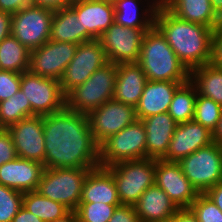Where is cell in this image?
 Instances as JSON below:
<instances>
[{
    "label": "cell",
    "instance_id": "cell-1",
    "mask_svg": "<svg viewBox=\"0 0 222 222\" xmlns=\"http://www.w3.org/2000/svg\"><path fill=\"white\" fill-rule=\"evenodd\" d=\"M45 168L99 167V145L94 141L88 115L68 109L43 116Z\"/></svg>",
    "mask_w": 222,
    "mask_h": 222
},
{
    "label": "cell",
    "instance_id": "cell-2",
    "mask_svg": "<svg viewBox=\"0 0 222 222\" xmlns=\"http://www.w3.org/2000/svg\"><path fill=\"white\" fill-rule=\"evenodd\" d=\"M154 25L189 71L210 62L214 29L184 20L164 4L156 9Z\"/></svg>",
    "mask_w": 222,
    "mask_h": 222
},
{
    "label": "cell",
    "instance_id": "cell-3",
    "mask_svg": "<svg viewBox=\"0 0 222 222\" xmlns=\"http://www.w3.org/2000/svg\"><path fill=\"white\" fill-rule=\"evenodd\" d=\"M138 64L150 81L190 80V71L179 60L165 36L155 25L144 35Z\"/></svg>",
    "mask_w": 222,
    "mask_h": 222
},
{
    "label": "cell",
    "instance_id": "cell-4",
    "mask_svg": "<svg viewBox=\"0 0 222 222\" xmlns=\"http://www.w3.org/2000/svg\"><path fill=\"white\" fill-rule=\"evenodd\" d=\"M117 64L107 62L97 69L82 85L66 95V107L89 115L93 110L112 100L115 91Z\"/></svg>",
    "mask_w": 222,
    "mask_h": 222
},
{
    "label": "cell",
    "instance_id": "cell-5",
    "mask_svg": "<svg viewBox=\"0 0 222 222\" xmlns=\"http://www.w3.org/2000/svg\"><path fill=\"white\" fill-rule=\"evenodd\" d=\"M90 171L89 168H45L37 191L48 199L62 203L70 211H75Z\"/></svg>",
    "mask_w": 222,
    "mask_h": 222
},
{
    "label": "cell",
    "instance_id": "cell-6",
    "mask_svg": "<svg viewBox=\"0 0 222 222\" xmlns=\"http://www.w3.org/2000/svg\"><path fill=\"white\" fill-rule=\"evenodd\" d=\"M113 176L121 205H135L142 193L155 184V160H130L105 167Z\"/></svg>",
    "mask_w": 222,
    "mask_h": 222
},
{
    "label": "cell",
    "instance_id": "cell-7",
    "mask_svg": "<svg viewBox=\"0 0 222 222\" xmlns=\"http://www.w3.org/2000/svg\"><path fill=\"white\" fill-rule=\"evenodd\" d=\"M146 139L144 124L136 119L99 145V167L146 158Z\"/></svg>",
    "mask_w": 222,
    "mask_h": 222
},
{
    "label": "cell",
    "instance_id": "cell-8",
    "mask_svg": "<svg viewBox=\"0 0 222 222\" xmlns=\"http://www.w3.org/2000/svg\"><path fill=\"white\" fill-rule=\"evenodd\" d=\"M178 163L198 193H206L222 181V146L216 142L198 149Z\"/></svg>",
    "mask_w": 222,
    "mask_h": 222
},
{
    "label": "cell",
    "instance_id": "cell-9",
    "mask_svg": "<svg viewBox=\"0 0 222 222\" xmlns=\"http://www.w3.org/2000/svg\"><path fill=\"white\" fill-rule=\"evenodd\" d=\"M20 89L31 104V116L50 115L66 106V96L58 80L44 78L28 70L21 73Z\"/></svg>",
    "mask_w": 222,
    "mask_h": 222
},
{
    "label": "cell",
    "instance_id": "cell-10",
    "mask_svg": "<svg viewBox=\"0 0 222 222\" xmlns=\"http://www.w3.org/2000/svg\"><path fill=\"white\" fill-rule=\"evenodd\" d=\"M53 10L28 6L12 14L11 35L30 51L50 40Z\"/></svg>",
    "mask_w": 222,
    "mask_h": 222
},
{
    "label": "cell",
    "instance_id": "cell-11",
    "mask_svg": "<svg viewBox=\"0 0 222 222\" xmlns=\"http://www.w3.org/2000/svg\"><path fill=\"white\" fill-rule=\"evenodd\" d=\"M147 30L124 27L114 22L98 39L107 62L138 63Z\"/></svg>",
    "mask_w": 222,
    "mask_h": 222
},
{
    "label": "cell",
    "instance_id": "cell-12",
    "mask_svg": "<svg viewBox=\"0 0 222 222\" xmlns=\"http://www.w3.org/2000/svg\"><path fill=\"white\" fill-rule=\"evenodd\" d=\"M107 63L99 40L78 44L75 56L59 80L63 94L82 85L97 69Z\"/></svg>",
    "mask_w": 222,
    "mask_h": 222
},
{
    "label": "cell",
    "instance_id": "cell-13",
    "mask_svg": "<svg viewBox=\"0 0 222 222\" xmlns=\"http://www.w3.org/2000/svg\"><path fill=\"white\" fill-rule=\"evenodd\" d=\"M77 46L71 42L48 40L30 51L29 71L59 81L75 56Z\"/></svg>",
    "mask_w": 222,
    "mask_h": 222
},
{
    "label": "cell",
    "instance_id": "cell-14",
    "mask_svg": "<svg viewBox=\"0 0 222 222\" xmlns=\"http://www.w3.org/2000/svg\"><path fill=\"white\" fill-rule=\"evenodd\" d=\"M88 119L94 141L100 145L108 137L133 123L137 117L134 106L112 99L93 110Z\"/></svg>",
    "mask_w": 222,
    "mask_h": 222
},
{
    "label": "cell",
    "instance_id": "cell-15",
    "mask_svg": "<svg viewBox=\"0 0 222 222\" xmlns=\"http://www.w3.org/2000/svg\"><path fill=\"white\" fill-rule=\"evenodd\" d=\"M155 184L168 194L178 209L190 208L199 195L178 162L155 160Z\"/></svg>",
    "mask_w": 222,
    "mask_h": 222
},
{
    "label": "cell",
    "instance_id": "cell-16",
    "mask_svg": "<svg viewBox=\"0 0 222 222\" xmlns=\"http://www.w3.org/2000/svg\"><path fill=\"white\" fill-rule=\"evenodd\" d=\"M7 130L11 134L17 157L44 163L43 116L26 117L8 127Z\"/></svg>",
    "mask_w": 222,
    "mask_h": 222
},
{
    "label": "cell",
    "instance_id": "cell-17",
    "mask_svg": "<svg viewBox=\"0 0 222 222\" xmlns=\"http://www.w3.org/2000/svg\"><path fill=\"white\" fill-rule=\"evenodd\" d=\"M213 142V133L194 120L177 124L169 143L165 161L179 162Z\"/></svg>",
    "mask_w": 222,
    "mask_h": 222
},
{
    "label": "cell",
    "instance_id": "cell-18",
    "mask_svg": "<svg viewBox=\"0 0 222 222\" xmlns=\"http://www.w3.org/2000/svg\"><path fill=\"white\" fill-rule=\"evenodd\" d=\"M44 170L43 163L16 157L0 166V184L22 193L36 191Z\"/></svg>",
    "mask_w": 222,
    "mask_h": 222
},
{
    "label": "cell",
    "instance_id": "cell-19",
    "mask_svg": "<svg viewBox=\"0 0 222 222\" xmlns=\"http://www.w3.org/2000/svg\"><path fill=\"white\" fill-rule=\"evenodd\" d=\"M70 7L76 12L82 24V30L98 40L101 35L115 22L114 5L104 0H77Z\"/></svg>",
    "mask_w": 222,
    "mask_h": 222
},
{
    "label": "cell",
    "instance_id": "cell-20",
    "mask_svg": "<svg viewBox=\"0 0 222 222\" xmlns=\"http://www.w3.org/2000/svg\"><path fill=\"white\" fill-rule=\"evenodd\" d=\"M186 82L147 80L141 98L135 106L137 119L168 112L175 91Z\"/></svg>",
    "mask_w": 222,
    "mask_h": 222
},
{
    "label": "cell",
    "instance_id": "cell-21",
    "mask_svg": "<svg viewBox=\"0 0 222 222\" xmlns=\"http://www.w3.org/2000/svg\"><path fill=\"white\" fill-rule=\"evenodd\" d=\"M146 130V158L162 159L168 150L169 143L177 126L168 112L141 119Z\"/></svg>",
    "mask_w": 222,
    "mask_h": 222
},
{
    "label": "cell",
    "instance_id": "cell-22",
    "mask_svg": "<svg viewBox=\"0 0 222 222\" xmlns=\"http://www.w3.org/2000/svg\"><path fill=\"white\" fill-rule=\"evenodd\" d=\"M146 82V75L138 63L117 64L113 99L135 107L141 98Z\"/></svg>",
    "mask_w": 222,
    "mask_h": 222
},
{
    "label": "cell",
    "instance_id": "cell-23",
    "mask_svg": "<svg viewBox=\"0 0 222 222\" xmlns=\"http://www.w3.org/2000/svg\"><path fill=\"white\" fill-rule=\"evenodd\" d=\"M141 222H157L173 217L178 207L156 184L147 188L134 205Z\"/></svg>",
    "mask_w": 222,
    "mask_h": 222
},
{
    "label": "cell",
    "instance_id": "cell-24",
    "mask_svg": "<svg viewBox=\"0 0 222 222\" xmlns=\"http://www.w3.org/2000/svg\"><path fill=\"white\" fill-rule=\"evenodd\" d=\"M121 204L112 174L104 167L91 170L84 181L80 203Z\"/></svg>",
    "mask_w": 222,
    "mask_h": 222
},
{
    "label": "cell",
    "instance_id": "cell-25",
    "mask_svg": "<svg viewBox=\"0 0 222 222\" xmlns=\"http://www.w3.org/2000/svg\"><path fill=\"white\" fill-rule=\"evenodd\" d=\"M50 40L81 44L95 40L87 30H82V24L77 19L76 12L69 6L54 12Z\"/></svg>",
    "mask_w": 222,
    "mask_h": 222
},
{
    "label": "cell",
    "instance_id": "cell-26",
    "mask_svg": "<svg viewBox=\"0 0 222 222\" xmlns=\"http://www.w3.org/2000/svg\"><path fill=\"white\" fill-rule=\"evenodd\" d=\"M139 2V0H116L113 3L115 22L128 28L149 30L154 25V15L159 4L155 0L152 2L149 0L146 9L142 10L139 8Z\"/></svg>",
    "mask_w": 222,
    "mask_h": 222
},
{
    "label": "cell",
    "instance_id": "cell-27",
    "mask_svg": "<svg viewBox=\"0 0 222 222\" xmlns=\"http://www.w3.org/2000/svg\"><path fill=\"white\" fill-rule=\"evenodd\" d=\"M164 5L178 17L214 29L222 20L211 6V0H167Z\"/></svg>",
    "mask_w": 222,
    "mask_h": 222
},
{
    "label": "cell",
    "instance_id": "cell-28",
    "mask_svg": "<svg viewBox=\"0 0 222 222\" xmlns=\"http://www.w3.org/2000/svg\"><path fill=\"white\" fill-rule=\"evenodd\" d=\"M190 81L197 93L210 98L222 106V69L211 63L198 66L190 71Z\"/></svg>",
    "mask_w": 222,
    "mask_h": 222
},
{
    "label": "cell",
    "instance_id": "cell-29",
    "mask_svg": "<svg viewBox=\"0 0 222 222\" xmlns=\"http://www.w3.org/2000/svg\"><path fill=\"white\" fill-rule=\"evenodd\" d=\"M30 50L10 35L0 43V70L23 73L29 70Z\"/></svg>",
    "mask_w": 222,
    "mask_h": 222
},
{
    "label": "cell",
    "instance_id": "cell-30",
    "mask_svg": "<svg viewBox=\"0 0 222 222\" xmlns=\"http://www.w3.org/2000/svg\"><path fill=\"white\" fill-rule=\"evenodd\" d=\"M22 206L44 222H53L70 211L62 203L42 196L37 190L23 193Z\"/></svg>",
    "mask_w": 222,
    "mask_h": 222
},
{
    "label": "cell",
    "instance_id": "cell-31",
    "mask_svg": "<svg viewBox=\"0 0 222 222\" xmlns=\"http://www.w3.org/2000/svg\"><path fill=\"white\" fill-rule=\"evenodd\" d=\"M196 97L197 89L190 80L175 91L168 113L177 124L193 120Z\"/></svg>",
    "mask_w": 222,
    "mask_h": 222
},
{
    "label": "cell",
    "instance_id": "cell-32",
    "mask_svg": "<svg viewBox=\"0 0 222 222\" xmlns=\"http://www.w3.org/2000/svg\"><path fill=\"white\" fill-rule=\"evenodd\" d=\"M30 116L31 104L21 89L9 99L0 102V126L3 129Z\"/></svg>",
    "mask_w": 222,
    "mask_h": 222
},
{
    "label": "cell",
    "instance_id": "cell-33",
    "mask_svg": "<svg viewBox=\"0 0 222 222\" xmlns=\"http://www.w3.org/2000/svg\"><path fill=\"white\" fill-rule=\"evenodd\" d=\"M221 113L222 106L220 104L197 93L193 118L194 121L206 127L213 133L218 125Z\"/></svg>",
    "mask_w": 222,
    "mask_h": 222
},
{
    "label": "cell",
    "instance_id": "cell-34",
    "mask_svg": "<svg viewBox=\"0 0 222 222\" xmlns=\"http://www.w3.org/2000/svg\"><path fill=\"white\" fill-rule=\"evenodd\" d=\"M118 206L121 204L80 203L75 212L78 222H108Z\"/></svg>",
    "mask_w": 222,
    "mask_h": 222
},
{
    "label": "cell",
    "instance_id": "cell-35",
    "mask_svg": "<svg viewBox=\"0 0 222 222\" xmlns=\"http://www.w3.org/2000/svg\"><path fill=\"white\" fill-rule=\"evenodd\" d=\"M23 193L0 184V222H11L22 207Z\"/></svg>",
    "mask_w": 222,
    "mask_h": 222
},
{
    "label": "cell",
    "instance_id": "cell-36",
    "mask_svg": "<svg viewBox=\"0 0 222 222\" xmlns=\"http://www.w3.org/2000/svg\"><path fill=\"white\" fill-rule=\"evenodd\" d=\"M190 209L198 222H222V211L205 193H199Z\"/></svg>",
    "mask_w": 222,
    "mask_h": 222
},
{
    "label": "cell",
    "instance_id": "cell-37",
    "mask_svg": "<svg viewBox=\"0 0 222 222\" xmlns=\"http://www.w3.org/2000/svg\"><path fill=\"white\" fill-rule=\"evenodd\" d=\"M21 87V73L0 70V102L16 94Z\"/></svg>",
    "mask_w": 222,
    "mask_h": 222
},
{
    "label": "cell",
    "instance_id": "cell-38",
    "mask_svg": "<svg viewBox=\"0 0 222 222\" xmlns=\"http://www.w3.org/2000/svg\"><path fill=\"white\" fill-rule=\"evenodd\" d=\"M17 157L11 134L7 129L0 131V166Z\"/></svg>",
    "mask_w": 222,
    "mask_h": 222
},
{
    "label": "cell",
    "instance_id": "cell-39",
    "mask_svg": "<svg viewBox=\"0 0 222 222\" xmlns=\"http://www.w3.org/2000/svg\"><path fill=\"white\" fill-rule=\"evenodd\" d=\"M209 63L222 69V22L213 30L211 39V58Z\"/></svg>",
    "mask_w": 222,
    "mask_h": 222
},
{
    "label": "cell",
    "instance_id": "cell-40",
    "mask_svg": "<svg viewBox=\"0 0 222 222\" xmlns=\"http://www.w3.org/2000/svg\"><path fill=\"white\" fill-rule=\"evenodd\" d=\"M108 222H141L133 205L118 206Z\"/></svg>",
    "mask_w": 222,
    "mask_h": 222
},
{
    "label": "cell",
    "instance_id": "cell-41",
    "mask_svg": "<svg viewBox=\"0 0 222 222\" xmlns=\"http://www.w3.org/2000/svg\"><path fill=\"white\" fill-rule=\"evenodd\" d=\"M31 5V0H0V11L14 14Z\"/></svg>",
    "mask_w": 222,
    "mask_h": 222
},
{
    "label": "cell",
    "instance_id": "cell-42",
    "mask_svg": "<svg viewBox=\"0 0 222 222\" xmlns=\"http://www.w3.org/2000/svg\"><path fill=\"white\" fill-rule=\"evenodd\" d=\"M72 2L73 0H31L32 5L43 7L53 11L69 7Z\"/></svg>",
    "mask_w": 222,
    "mask_h": 222
},
{
    "label": "cell",
    "instance_id": "cell-43",
    "mask_svg": "<svg viewBox=\"0 0 222 222\" xmlns=\"http://www.w3.org/2000/svg\"><path fill=\"white\" fill-rule=\"evenodd\" d=\"M12 14L0 11V43L11 35Z\"/></svg>",
    "mask_w": 222,
    "mask_h": 222
},
{
    "label": "cell",
    "instance_id": "cell-44",
    "mask_svg": "<svg viewBox=\"0 0 222 222\" xmlns=\"http://www.w3.org/2000/svg\"><path fill=\"white\" fill-rule=\"evenodd\" d=\"M174 222H198L196 215L190 208L178 209L173 216Z\"/></svg>",
    "mask_w": 222,
    "mask_h": 222
},
{
    "label": "cell",
    "instance_id": "cell-45",
    "mask_svg": "<svg viewBox=\"0 0 222 222\" xmlns=\"http://www.w3.org/2000/svg\"><path fill=\"white\" fill-rule=\"evenodd\" d=\"M205 194L212 199L216 206L222 211V181L211 187Z\"/></svg>",
    "mask_w": 222,
    "mask_h": 222
},
{
    "label": "cell",
    "instance_id": "cell-46",
    "mask_svg": "<svg viewBox=\"0 0 222 222\" xmlns=\"http://www.w3.org/2000/svg\"><path fill=\"white\" fill-rule=\"evenodd\" d=\"M11 222H44L33 213L27 211L23 206L19 209Z\"/></svg>",
    "mask_w": 222,
    "mask_h": 222
},
{
    "label": "cell",
    "instance_id": "cell-47",
    "mask_svg": "<svg viewBox=\"0 0 222 222\" xmlns=\"http://www.w3.org/2000/svg\"><path fill=\"white\" fill-rule=\"evenodd\" d=\"M213 142L222 146V113L216 129L213 131Z\"/></svg>",
    "mask_w": 222,
    "mask_h": 222
},
{
    "label": "cell",
    "instance_id": "cell-48",
    "mask_svg": "<svg viewBox=\"0 0 222 222\" xmlns=\"http://www.w3.org/2000/svg\"><path fill=\"white\" fill-rule=\"evenodd\" d=\"M53 222H78V220H77L76 212L69 211L66 215H64L63 217Z\"/></svg>",
    "mask_w": 222,
    "mask_h": 222
},
{
    "label": "cell",
    "instance_id": "cell-49",
    "mask_svg": "<svg viewBox=\"0 0 222 222\" xmlns=\"http://www.w3.org/2000/svg\"><path fill=\"white\" fill-rule=\"evenodd\" d=\"M211 6L216 15L222 20V0H211Z\"/></svg>",
    "mask_w": 222,
    "mask_h": 222
},
{
    "label": "cell",
    "instance_id": "cell-50",
    "mask_svg": "<svg viewBox=\"0 0 222 222\" xmlns=\"http://www.w3.org/2000/svg\"><path fill=\"white\" fill-rule=\"evenodd\" d=\"M157 222H174V220H173V217H171L170 219L161 220V221H157Z\"/></svg>",
    "mask_w": 222,
    "mask_h": 222
},
{
    "label": "cell",
    "instance_id": "cell-51",
    "mask_svg": "<svg viewBox=\"0 0 222 222\" xmlns=\"http://www.w3.org/2000/svg\"><path fill=\"white\" fill-rule=\"evenodd\" d=\"M159 5L164 4L167 0H155Z\"/></svg>",
    "mask_w": 222,
    "mask_h": 222
},
{
    "label": "cell",
    "instance_id": "cell-52",
    "mask_svg": "<svg viewBox=\"0 0 222 222\" xmlns=\"http://www.w3.org/2000/svg\"><path fill=\"white\" fill-rule=\"evenodd\" d=\"M104 1L114 3L116 0H104Z\"/></svg>",
    "mask_w": 222,
    "mask_h": 222
}]
</instances>
